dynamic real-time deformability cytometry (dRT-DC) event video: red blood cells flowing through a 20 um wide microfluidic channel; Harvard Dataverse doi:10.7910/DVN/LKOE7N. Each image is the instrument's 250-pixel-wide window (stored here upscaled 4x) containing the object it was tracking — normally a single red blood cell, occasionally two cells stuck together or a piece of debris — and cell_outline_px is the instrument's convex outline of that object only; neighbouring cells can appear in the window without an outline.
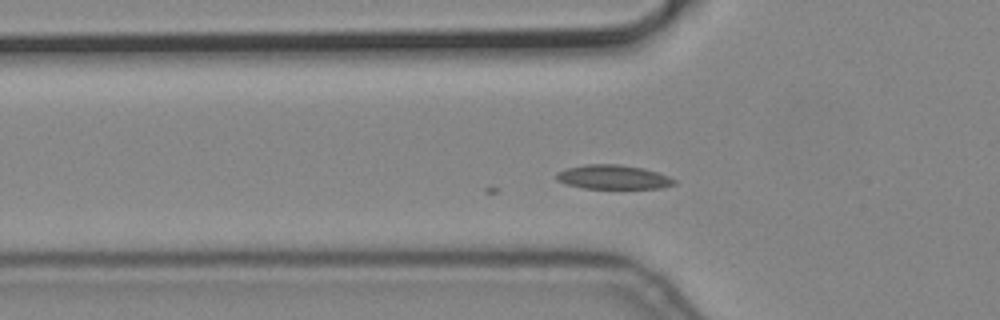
{"species": "common noctule bat (a hibernating species)", "species_latin": "Nyctalus noctula", "temperature_condition": "cold", "stored_images_in_passage": 41, "segment_of_instrument_passage": [1, 2], "camera_frame_rate_fps": 3000, "um_per_image_px": 0.085, "animal": {"sex": "male", "body_mass_g": 19.2, "forearm_length_mm": 51.8}, "frame": {"image": 1, "passage_image": 2, "time_ms": 0.333, "image_size_px": [1000, 320], "cell_outline_px": [[676, 184], [660, 188], [584, 188], [568, 184], [556, 180], [556, 176], [560, 172], [568, 168], [584, 164], [616, 164], [644, 168], [668, 176], [676, 180]], "centroid_in_image_um": [52.15, 15.05], "position_along_channel_um": 73.7, "area_um2": 16.36}}
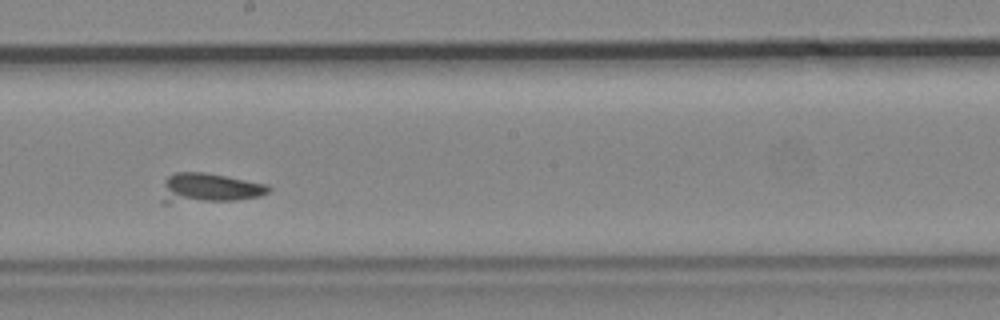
{"frame": {"image": 2, "passage_image": 15, "time_ms": 4.667, "image_size_px": [1000, 320], "cell_outline_px": [[272, 188], [268, 192], [260, 196], [236, 200], [168, 204], [164, 204], [164, 180], [168, 176], [176, 172], [204, 172], [268, 184]], "centroid_in_image_um": [17.79, 15.99], "position_along_channel_um": 230.4, "area_um2": 18.5}}
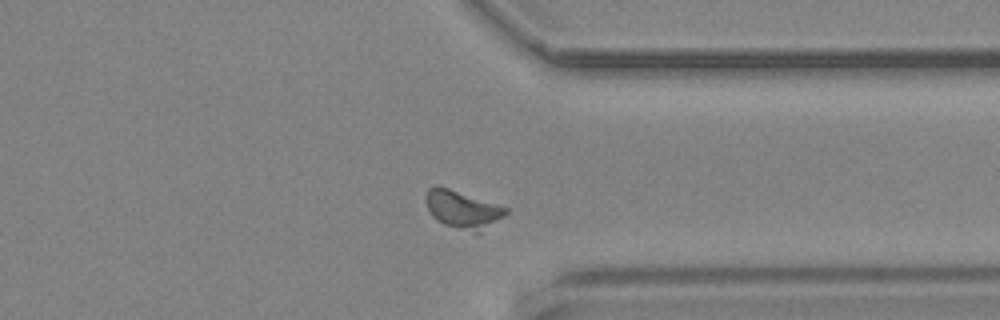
{"frame": {"image": 3, "passage_image": 27, "time_ms": 8.667, "image_size_px": [1000, 320], "cell_outline_px": [[508, 212], [504, 216], [476, 232], [444, 224], [436, 220], [432, 216], [424, 200], [424, 196], [428, 188], [436, 184], [508, 208]], "centroid_in_image_um": [39.24, 17.76], "position_along_channel_um": 372.2, "area_um2": 17.11}}